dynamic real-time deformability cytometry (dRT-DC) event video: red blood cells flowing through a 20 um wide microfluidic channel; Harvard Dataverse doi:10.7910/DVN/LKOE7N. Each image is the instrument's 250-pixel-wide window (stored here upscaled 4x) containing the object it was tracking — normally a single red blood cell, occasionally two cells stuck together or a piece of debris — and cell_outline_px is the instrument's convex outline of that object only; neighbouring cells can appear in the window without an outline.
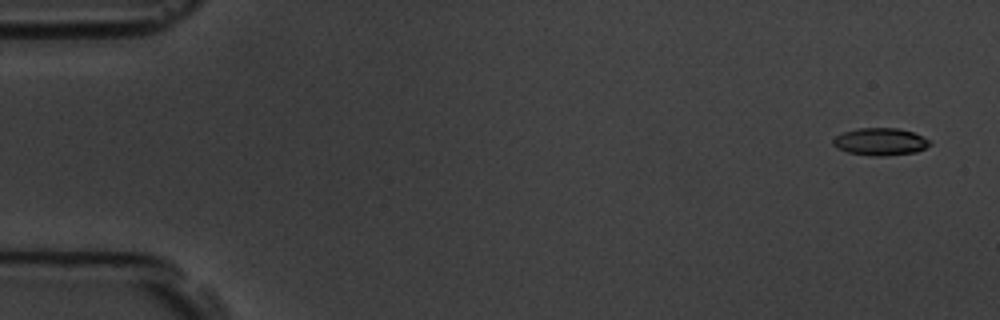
{"species": "common noctule bat (a hibernating species)", "species_latin": "Nyctalus noctula", "temperature_condition": "room temperature", "stored_images_in_passage": 5, "camera_frame_rate_fps": 3000, "um_per_image_px": 0.085, "animal": {"sex": "male", "body_mass_g": 19.5, "forearm_length_mm": 54.6}, "frame": {"image": 1, "passage_image": 1, "time_ms": 0.0, "image_size_px": [1000, 320], "cell_outline_px": [[932, 144], [916, 152], [880, 156], [876, 156], [848, 152], [836, 148], [832, 144], [832, 140], [836, 136], [844, 132], [856, 128], [896, 128], [912, 132], [932, 140]], "centroid_in_image_um": [74.83, 12.04], "position_along_channel_um": 10.2, "area_um2": 15.37}}
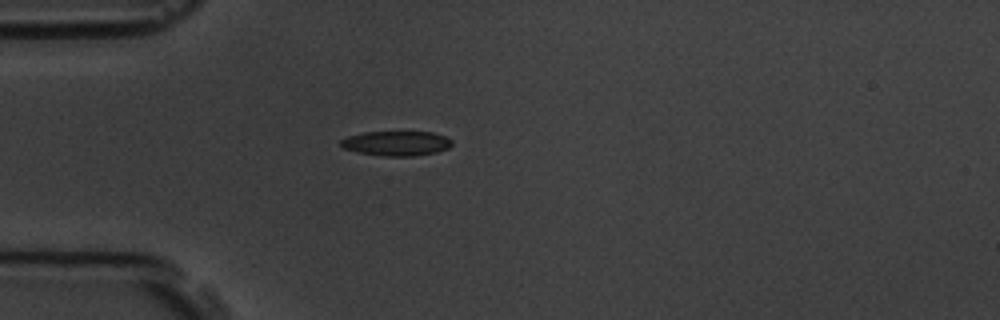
{"frame": {"image": 2, "passage_image": 5, "time_ms": 4.333, "image_size_px": [1000, 320], "cell_outline_px": [[452, 144], [448, 148], [436, 152], [412, 156], [384, 156], [360, 152], [344, 148], [340, 144], [340, 140], [348, 136], [364, 132], [432, 132], [444, 136], [452, 140]], "centroid_in_image_um": [33.7, 12.18], "position_along_channel_um": 51.3, "area_um2": 15.84}}